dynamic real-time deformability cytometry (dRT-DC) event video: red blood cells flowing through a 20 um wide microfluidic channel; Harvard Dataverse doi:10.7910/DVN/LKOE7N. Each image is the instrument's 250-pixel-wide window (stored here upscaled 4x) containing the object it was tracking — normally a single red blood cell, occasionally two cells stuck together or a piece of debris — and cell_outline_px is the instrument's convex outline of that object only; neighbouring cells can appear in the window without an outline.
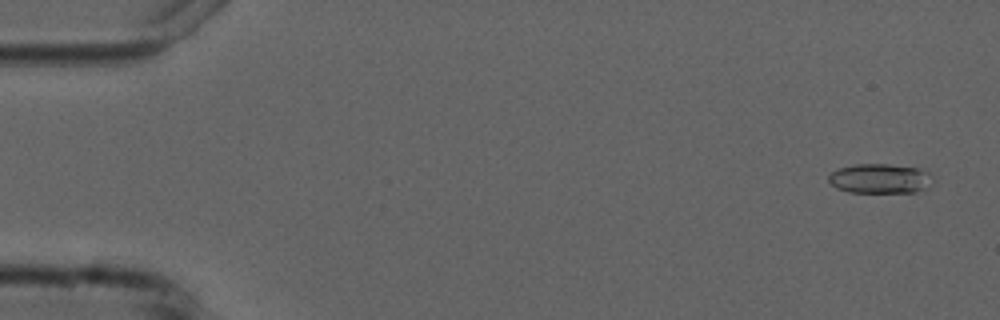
{"species": "common noctule bat (a hibernating species)", "species_latin": "Nyctalus noctula", "temperature_condition": "cold", "stored_images_in_passage": 6, "camera_frame_rate_fps": 3000, "um_per_image_px": 0.085, "animal": {"sex": "male", "forearm_length_mm": 52.5}, "frame": {"image": 1, "passage_image": 1, "time_ms": 0.0, "image_size_px": [1000, 320], "cell_outline_px": [[932, 176], [928, 188], [916, 192], [848, 192], [836, 188], [828, 180], [828, 176], [832, 172], [840, 168], [856, 164], [888, 164], [916, 168], [932, 172]], "centroid_in_image_um": [74.82, 15.18], "position_along_channel_um": 10.2, "area_um2": 17.98}}
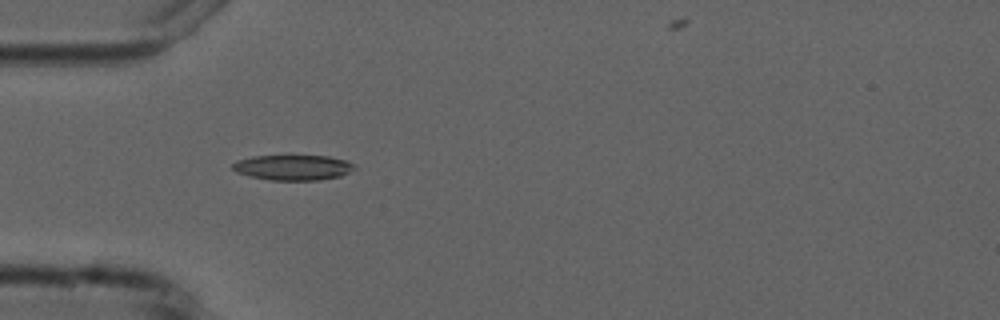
{"frame": {"image": 2, "passage_image": 5, "time_ms": 4.667, "image_size_px": [1000, 320], "cell_outline_px": [[356, 168], [340, 176], [320, 180], [272, 180], [252, 176], [236, 172], [232, 168], [232, 164], [236, 160], [252, 156], [328, 156], [344, 160], [352, 164]], "centroid_in_image_um": [24.88, 14.23], "position_along_channel_um": 60.1, "area_um2": 17.74}}
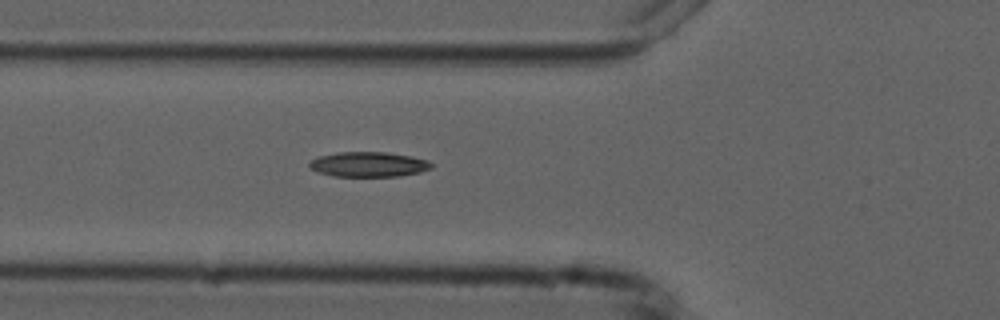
{"frame": {"image": 3, "passage_image": 6, "time_ms": 5.667, "image_size_px": [1000, 320], "cell_outline_px": [[432, 168], [420, 172], [400, 176], [332, 176], [316, 172], [308, 168], [308, 164], [312, 160], [320, 156], [336, 152], [388, 152], [412, 156], [428, 160], [432, 164]], "centroid_in_image_um": [31.32, 13.97], "position_along_channel_um": 94.5, "area_um2": 17.92}}